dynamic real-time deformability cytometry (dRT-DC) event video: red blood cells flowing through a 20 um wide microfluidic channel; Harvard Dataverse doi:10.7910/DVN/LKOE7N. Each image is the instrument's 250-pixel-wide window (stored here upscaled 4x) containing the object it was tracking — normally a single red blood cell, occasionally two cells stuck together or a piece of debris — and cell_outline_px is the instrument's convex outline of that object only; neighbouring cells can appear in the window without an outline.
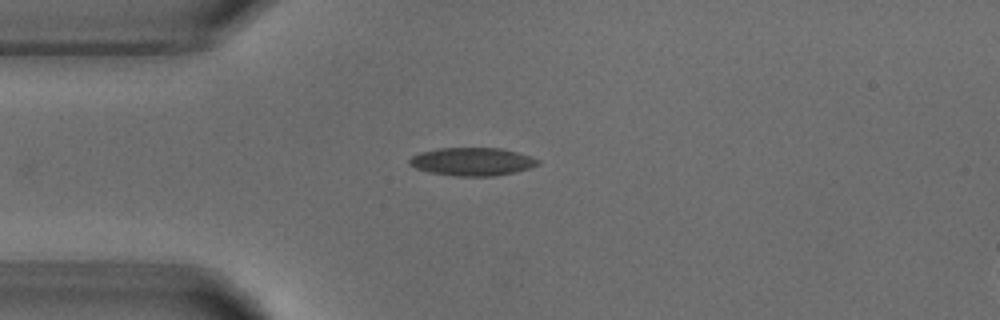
{"species": "common noctule bat (a hibernating species)", "species_latin": "Nyctalus noctula", "temperature_condition": "warm", "stored_images_in_passage": 1, "camera_frame_rate_fps": 3000, "um_per_image_px": 0.085, "animal": {"sex": "male", "body_mass_g": 18.8}, "frame": {"image": 1, "passage_image": 1, "time_ms": 0.0, "image_size_px": [1000, 320], "cell_outline_px": [[540, 164], [516, 172], [492, 176], [452, 176], [428, 172], [416, 168], [408, 164], [408, 160], [412, 156], [420, 152], [436, 148], [500, 148], [532, 156], [540, 160]], "centroid_in_image_um": [40.12, 13.74], "position_along_channel_um": 44.9, "area_um2": 21.15}}